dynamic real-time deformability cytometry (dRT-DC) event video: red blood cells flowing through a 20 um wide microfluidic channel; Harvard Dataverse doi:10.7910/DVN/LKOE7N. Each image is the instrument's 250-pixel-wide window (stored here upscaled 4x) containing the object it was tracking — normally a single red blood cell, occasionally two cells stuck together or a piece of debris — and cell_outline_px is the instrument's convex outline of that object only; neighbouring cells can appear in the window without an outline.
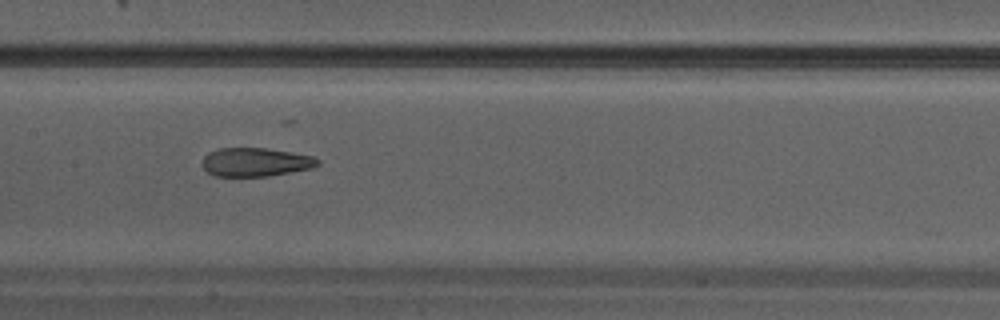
{"species": "Egyptian fruit bat (a non-hibernating species)", "species_latin": "Rousettus aegyptiacus", "temperature_condition": "warm", "stored_images_in_passage": 29, "camera_frame_rate_fps": 3000, "um_per_image_px": 0.085, "animal": {"sex": "male"}, "frame": {"image": 1, "passage_image": 13, "time_ms": 4.0, "image_size_px": [1000, 320], "cell_outline_px": [[320, 164], [312, 168], [268, 176], [216, 176], [208, 172], [204, 168], [204, 156], [208, 152], [220, 148], [264, 148], [292, 152], [312, 156], [320, 160]], "centroid_in_image_um": [21.75, 13.77], "position_along_channel_um": 185.7, "area_um2": 19.13}}